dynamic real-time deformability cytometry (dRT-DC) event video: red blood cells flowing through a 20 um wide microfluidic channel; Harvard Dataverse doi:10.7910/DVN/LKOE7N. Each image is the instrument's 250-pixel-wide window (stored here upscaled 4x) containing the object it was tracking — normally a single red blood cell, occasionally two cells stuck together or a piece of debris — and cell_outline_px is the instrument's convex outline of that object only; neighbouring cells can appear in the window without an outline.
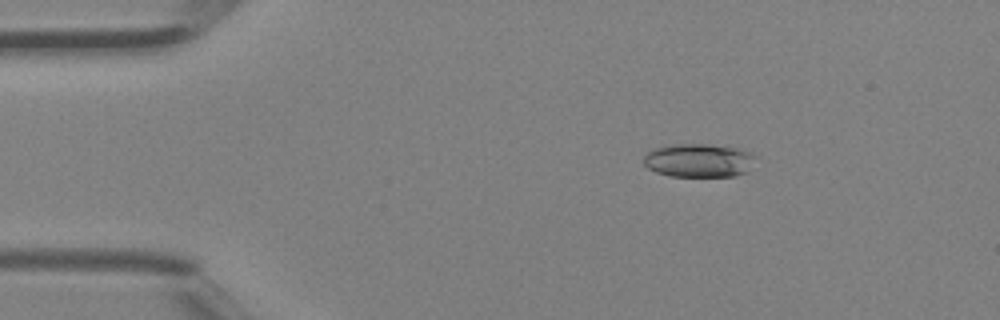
{"species": "Egyptian fruit bat (a non-hibernating species)", "species_latin": "Rousettus aegyptiacus", "temperature_condition": "room temperature", "stored_images_in_passage": 14, "camera_frame_rate_fps": 3000, "um_per_image_px": 0.085, "animal": {"sex": "female"}, "frame": {"image": 1, "passage_image": 7, "time_ms": 2.0, "image_size_px": [1000, 320], "cell_outline_px": [[756, 156], [748, 172], [732, 176], [668, 176], [656, 172], [648, 168], [644, 164], [644, 156], [648, 152], [656, 148], [676, 144], [708, 144], [736, 148], [752, 152]], "centroid_in_image_um": [59.42, 13.64], "position_along_channel_um": 25.6, "area_um2": 21.85}}